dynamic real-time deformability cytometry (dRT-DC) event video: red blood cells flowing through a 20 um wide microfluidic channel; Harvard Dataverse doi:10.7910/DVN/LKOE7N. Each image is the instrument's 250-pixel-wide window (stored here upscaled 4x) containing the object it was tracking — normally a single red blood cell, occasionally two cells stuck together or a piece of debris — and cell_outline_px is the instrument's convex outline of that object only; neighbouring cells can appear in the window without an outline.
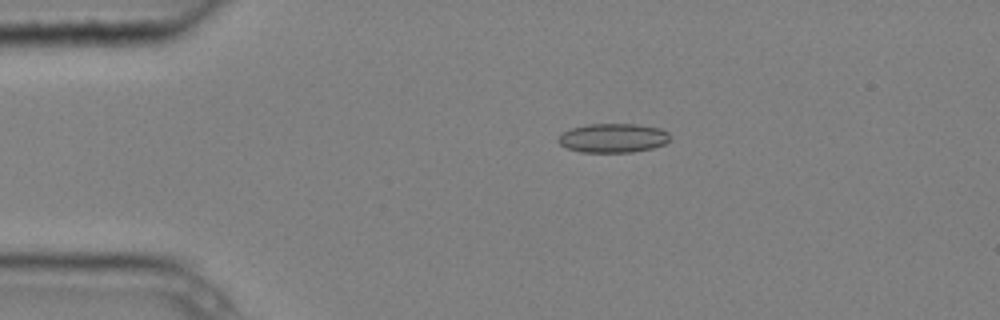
{"species": "common noctule bat (a hibernating species)", "species_latin": "Nyctalus noctula", "temperature_condition": "cold", "stored_images_in_passage": 6, "camera_frame_rate_fps": 3000, "um_per_image_px": 0.085, "animal": {"sex": "male", "body_mass_g": 20.4}, "frame": {"image": 1, "passage_image": 3, "time_ms": 0.667, "image_size_px": [1000, 320], "cell_outline_px": [[668, 140], [664, 144], [652, 148], [632, 152], [580, 152], [568, 148], [560, 144], [556, 140], [564, 132], [572, 128], [588, 124], [636, 124], [660, 128], [668, 132]], "centroid_in_image_um": [52.1, 11.73], "position_along_channel_um": 32.9, "area_um2": 18.79}}
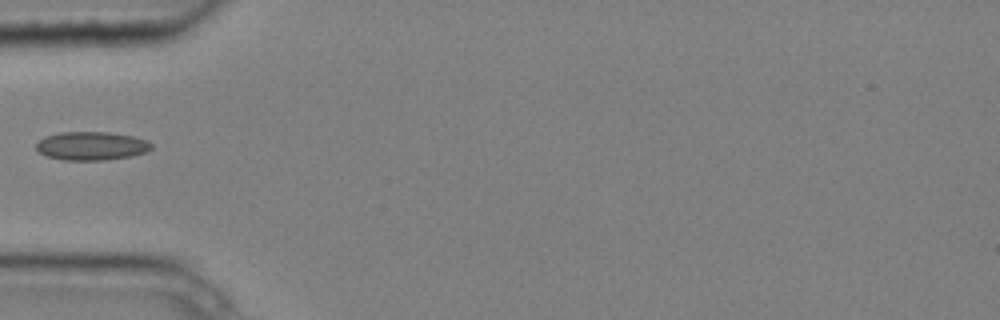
{"frame": {"image": 2, "passage_image": 5, "time_ms": 1.333, "image_size_px": [1000, 320], "cell_outline_px": [[152, 148], [144, 152], [132, 156], [104, 160], [64, 160], [48, 156], [40, 152], [36, 148], [36, 144], [44, 136], [60, 132], [108, 132], [132, 136], [148, 140], [152, 144]], "centroid_in_image_um": [7.78, 12.4], "position_along_channel_um": 77.2, "area_um2": 19.07}}
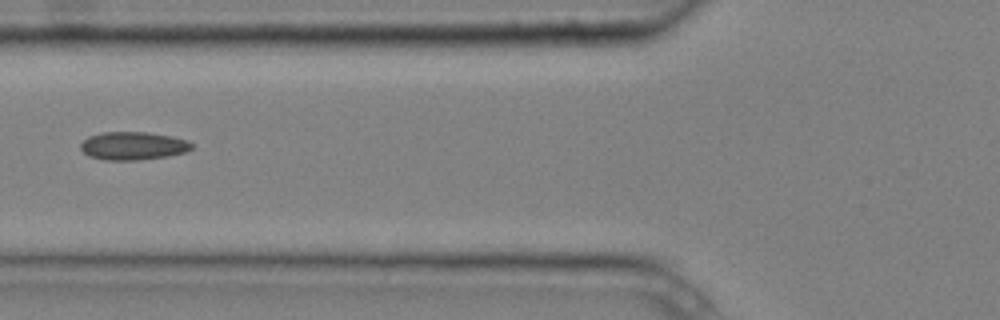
{"frame": {"image": 3, "passage_image": 6, "time_ms": 1.667, "image_size_px": [1000, 320], "cell_outline_px": [[192, 148], [184, 152], [168, 156], [136, 160], [104, 160], [88, 156], [80, 148], [80, 144], [88, 136], [100, 132], [148, 132], [172, 136], [188, 140], [192, 144]], "centroid_in_image_um": [11.29, 12.39], "position_along_channel_um": 114.5, "area_um2": 18.26}}